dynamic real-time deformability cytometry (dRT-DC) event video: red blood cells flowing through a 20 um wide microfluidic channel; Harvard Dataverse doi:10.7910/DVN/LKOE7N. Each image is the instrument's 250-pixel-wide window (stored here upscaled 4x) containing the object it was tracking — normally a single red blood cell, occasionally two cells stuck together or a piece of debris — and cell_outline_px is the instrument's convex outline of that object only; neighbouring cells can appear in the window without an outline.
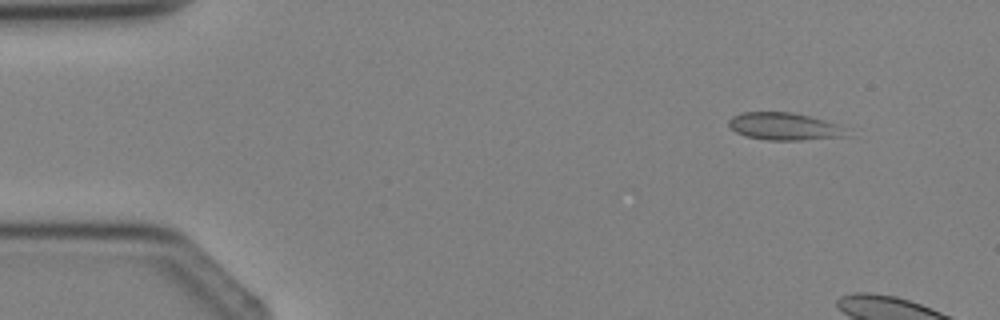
{"species": "Egyptian fruit bat (a non-hibernating species)", "species_latin": "Rousettus aegyptiacus", "temperature_condition": "cold", "stored_images_in_passage": 5, "camera_frame_rate_fps": 3000, "um_per_image_px": 0.085, "animal": {"sex": "female"}, "frame": {"image": 1, "passage_image": 2, "time_ms": 1.0, "image_size_px": [1000, 320], "cell_outline_px": [[852, 128], [848, 136], [800, 140], [764, 140], [744, 136], [736, 132], [728, 124], [728, 120], [732, 116], [740, 112], [792, 112], [824, 120]], "centroid_in_image_um": [66.71, 10.75], "position_along_channel_um": 18.3, "area_um2": 19.19}}